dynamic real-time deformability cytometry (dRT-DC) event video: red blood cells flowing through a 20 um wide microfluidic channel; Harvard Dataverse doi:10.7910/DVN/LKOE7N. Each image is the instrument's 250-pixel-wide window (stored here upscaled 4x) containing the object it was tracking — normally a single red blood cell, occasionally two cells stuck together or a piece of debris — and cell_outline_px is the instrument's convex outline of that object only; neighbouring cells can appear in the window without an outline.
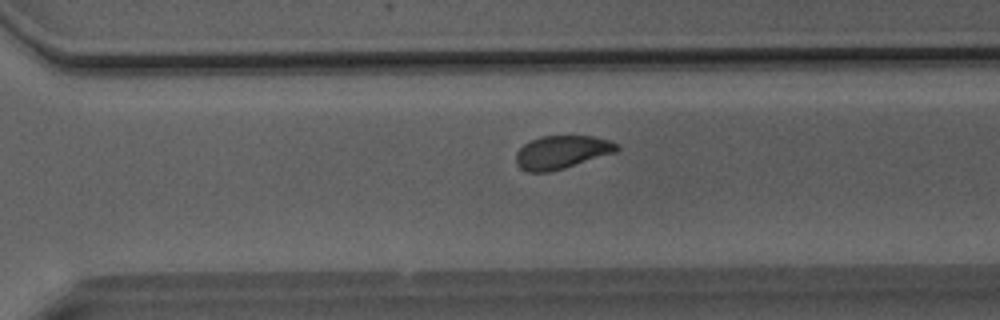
{"species": "Egyptian fruit bat (a non-hibernating species)", "species_latin": "Rousettus aegyptiacus", "temperature_condition": "room temperature", "stored_images_in_passage": 46, "camera_frame_rate_fps": 3000, "um_per_image_px": 0.085, "animal": {"sex": "male"}, "frame": {"image": 1, "passage_image": 31, "time_ms": 10.0, "image_size_px": [1000, 320], "cell_outline_px": [[620, 148], [616, 152], [564, 168], [548, 172], [528, 172], [520, 168], [516, 164], [516, 152], [524, 144], [540, 136], [592, 136], [608, 140], [620, 144]], "centroid_in_image_um": [47.75, 12.93], "position_along_channel_um": 322.9, "area_um2": 19.48}}
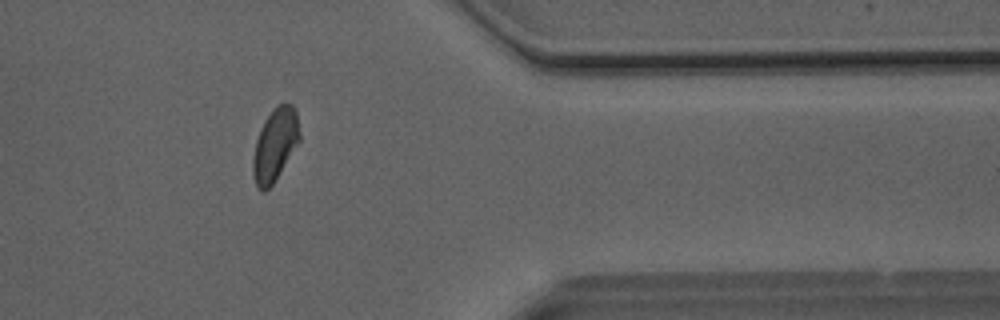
{"frame": {"image": 2, "passage_image": 37, "time_ms": 12.0, "image_size_px": [1000, 320], "cell_outline_px": [[300, 140], [272, 184], [264, 192], [256, 188], [252, 176], [252, 160], [256, 140], [260, 128], [264, 120], [280, 104], [292, 104], [296, 112], [300, 132]], "centroid_in_image_um": [23.35, 12.34], "position_along_channel_um": 388.1, "area_um2": 19.48}}
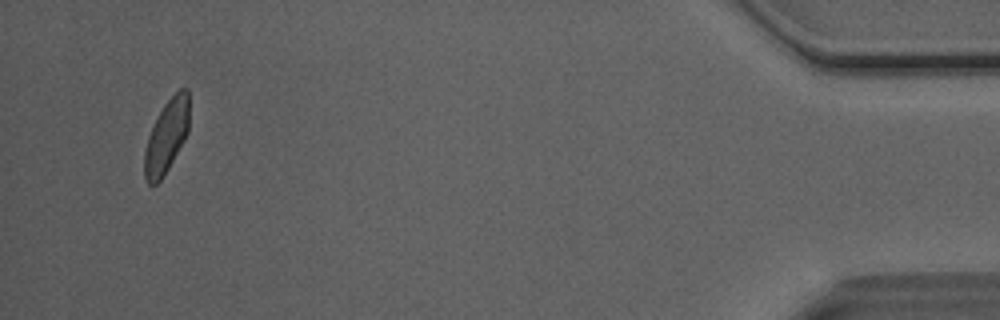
{"frame": {"image": 3, "passage_image": 44, "time_ms": 14.333, "image_size_px": [1000, 320], "cell_outline_px": [[188, 132], [184, 140], [168, 168], [160, 180], [156, 184], [148, 184], [144, 176], [144, 152], [148, 136], [164, 104], [180, 88], [188, 88]], "centroid_in_image_um": [14.15, 11.6], "position_along_channel_um": 421.1, "area_um2": 18.67}, "authors_computed_cell_mechanics": {"area_um2": 20.1433, "velocity_mm_per_s": 4.0714, "shape_relaxation_time_tau1_ms": 3.9566, "shape_relaxation_time_tau2_ms": 1.6771, "deformation_change_tau1": 0.1132, "deformation_change_tau2": 0.0645}}